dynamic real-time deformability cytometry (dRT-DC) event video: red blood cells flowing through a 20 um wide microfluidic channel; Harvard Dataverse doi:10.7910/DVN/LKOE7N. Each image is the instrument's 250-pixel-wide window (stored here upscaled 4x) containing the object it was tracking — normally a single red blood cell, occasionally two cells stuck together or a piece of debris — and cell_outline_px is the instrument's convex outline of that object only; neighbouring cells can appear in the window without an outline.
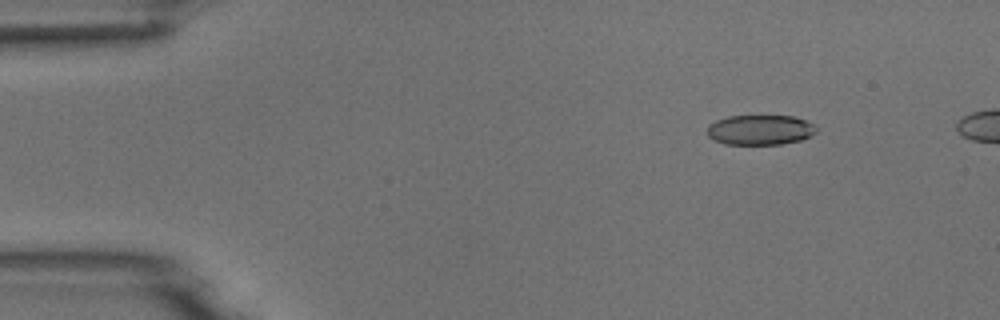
{"species": "common noctule bat (a hibernating species)", "species_latin": "Nyctalus noctula", "temperature_condition": "room temperature", "stored_images_in_passage": 8, "camera_frame_rate_fps": 3000, "um_per_image_px": 0.085, "animal": {"sex": "male", "body_mass_g": 18.8}, "frame": {"image": 1, "passage_image": 2, "time_ms": 1.333, "image_size_px": [1000, 320], "cell_outline_px": [[816, 132], [812, 136], [800, 140], [780, 144], [724, 144], [708, 136], [708, 124], [716, 120], [728, 116], [792, 116], [808, 120], [816, 128]], "centroid_in_image_um": [64.62, 11.03], "position_along_channel_um": 20.4, "area_um2": 19.07}}
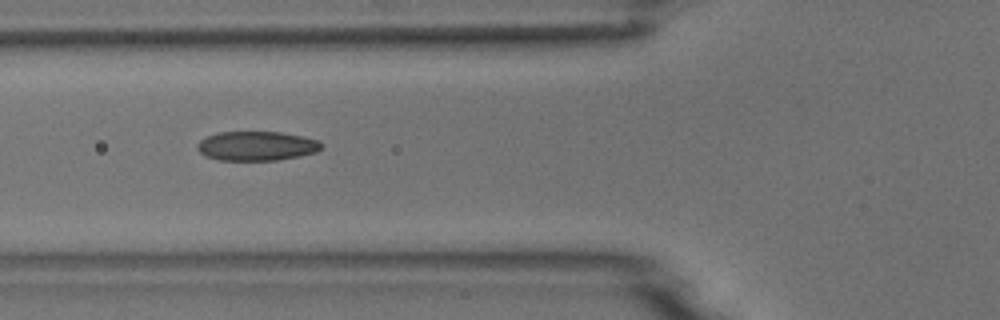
{"frame": {"image": 2, "passage_image": 6, "time_ms": 5.667, "image_size_px": [1000, 320], "cell_outline_px": [[324, 148], [316, 152], [300, 156], [276, 160], [220, 160], [204, 156], [200, 152], [200, 140], [216, 132], [280, 132], [304, 136], [320, 140], [324, 144]], "centroid_in_image_um": [21.9, 12.4], "position_along_channel_um": 103.9, "area_um2": 21.27}}